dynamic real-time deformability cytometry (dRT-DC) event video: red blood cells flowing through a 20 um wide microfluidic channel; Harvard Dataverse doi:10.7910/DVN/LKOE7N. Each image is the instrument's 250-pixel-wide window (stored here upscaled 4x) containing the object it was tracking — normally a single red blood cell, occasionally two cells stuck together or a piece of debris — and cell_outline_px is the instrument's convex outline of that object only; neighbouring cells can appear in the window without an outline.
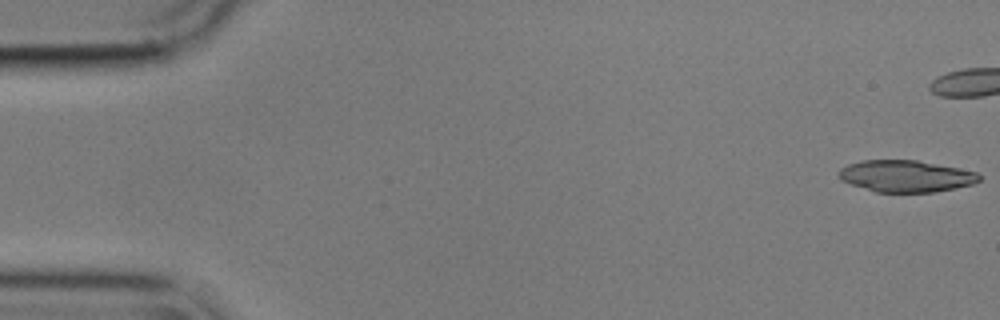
{"species": "common noctule bat (a hibernating species)", "species_latin": "Nyctalus noctula", "temperature_condition": "cold", "stored_images_in_passage": 43, "camera_frame_rate_fps": 3000, "um_per_image_px": 0.085, "animal": {"sex": "male", "body_mass_g": 17.9}, "frame": {"image": 1, "passage_image": 1, "time_ms": 0.0, "image_size_px": [1000, 320], "cell_outline_px": [[980, 180], [972, 184], [956, 188], [932, 192], [876, 192], [840, 180], [836, 172], [840, 168], [848, 164], [860, 160], [916, 160], [960, 168], [976, 172], [980, 176]], "centroid_in_image_um": [76.96, 14.96], "position_along_channel_um": 8.0, "area_um2": 26.01}}